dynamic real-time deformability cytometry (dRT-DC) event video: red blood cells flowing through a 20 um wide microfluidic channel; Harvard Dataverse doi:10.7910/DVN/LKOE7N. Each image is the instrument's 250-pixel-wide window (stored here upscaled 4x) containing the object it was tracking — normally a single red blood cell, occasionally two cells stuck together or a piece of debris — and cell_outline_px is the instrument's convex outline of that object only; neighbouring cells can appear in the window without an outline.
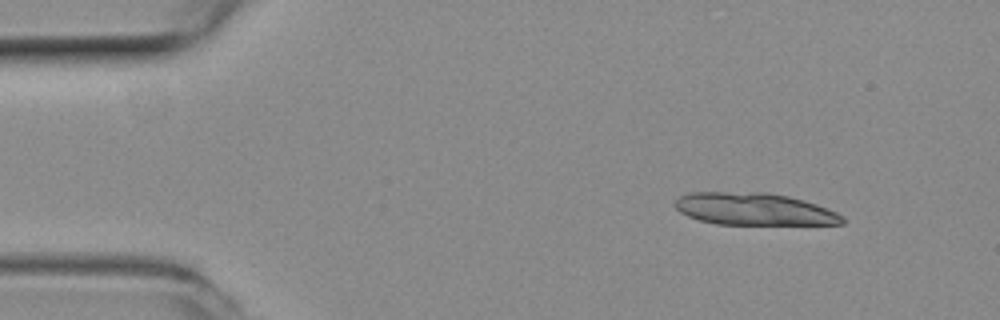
{"species": "common noctule bat (a hibernating species)", "species_latin": "Nyctalus noctula", "temperature_condition": "room temperature", "stored_images_in_passage": 18, "segment_of_instrument_passage": [1, 2], "camera_frame_rate_fps": 3000, "um_per_image_px": 0.085, "animal": {"sex": "female", "body_mass_g": 19.3, "forearm_length_mm": 54.1}, "frame": {"image": 1, "passage_image": 1, "time_ms": 0.0, "image_size_px": [1000, 320], "cell_outline_px": [[844, 224], [716, 224], [700, 220], [688, 216], [680, 212], [672, 204], [680, 196], [688, 192], [764, 192], [788, 196], [804, 200], [828, 208], [844, 216]], "centroid_in_image_um": [64.09, 17.76], "position_along_channel_um": 20.9, "area_um2": 31.5}}